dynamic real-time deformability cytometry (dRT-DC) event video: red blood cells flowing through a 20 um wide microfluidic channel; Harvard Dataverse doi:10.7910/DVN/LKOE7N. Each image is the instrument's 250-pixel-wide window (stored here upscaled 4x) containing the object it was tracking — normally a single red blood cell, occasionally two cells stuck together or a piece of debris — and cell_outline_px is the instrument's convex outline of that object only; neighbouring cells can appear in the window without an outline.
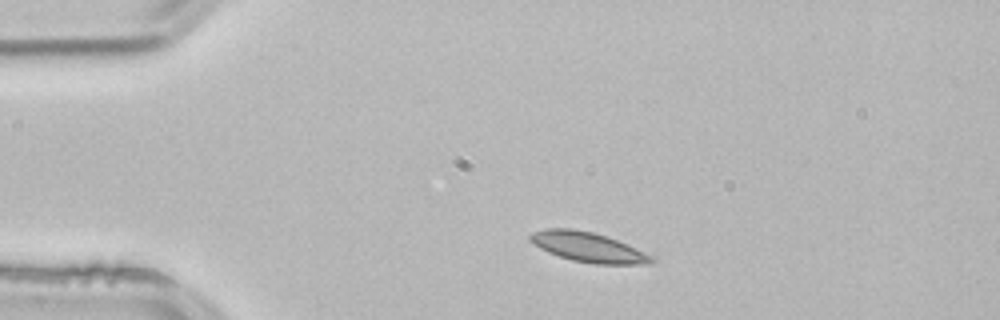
{"species": "common noctule bat (a hibernating species)", "species_latin": "Nyctalus noctula", "temperature_condition": "room temperature", "stored_images_in_passage": 2, "camera_frame_rate_fps": 3000, "um_per_image_px": 0.085, "animal": {"sex": "male", "body_mass_g": 21.5, "forearm_length_mm": 52.0}, "frame": {"image": 1, "passage_image": 1, "time_ms": 0.0, "image_size_px": [1000, 320], "cell_outline_px": [[656, 260], [648, 264], [596, 264], [572, 260], [548, 252], [532, 244], [528, 240], [528, 236], [532, 232], [548, 228], [572, 228], [592, 232], [608, 236], [656, 256]], "centroid_in_image_um": [50.01, 21.0], "position_along_channel_um": 35.0, "area_um2": 21.33}}
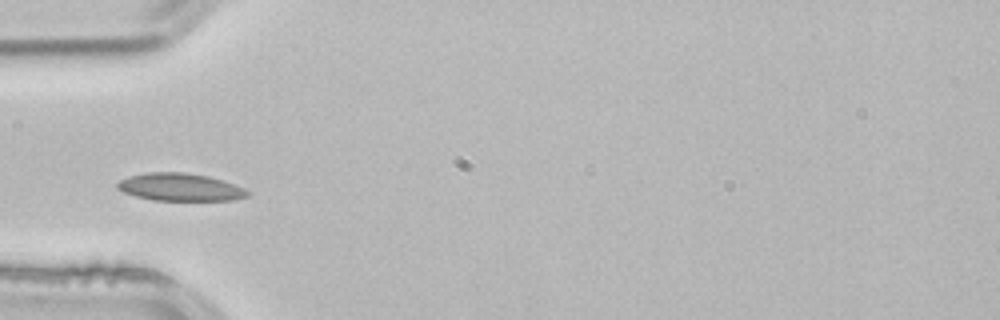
{"frame": {"image": 2, "passage_image": 2, "time_ms": 0.333, "image_size_px": [1000, 320], "cell_outline_px": [[252, 192], [248, 196], [232, 200], [152, 200], [136, 196], [124, 192], [116, 188], [116, 184], [120, 180], [128, 176], [148, 172], [184, 172], [208, 176], [244, 188]], "centroid_in_image_um": [15.29, 15.9], "position_along_channel_um": 69.7, "area_um2": 20.87}}